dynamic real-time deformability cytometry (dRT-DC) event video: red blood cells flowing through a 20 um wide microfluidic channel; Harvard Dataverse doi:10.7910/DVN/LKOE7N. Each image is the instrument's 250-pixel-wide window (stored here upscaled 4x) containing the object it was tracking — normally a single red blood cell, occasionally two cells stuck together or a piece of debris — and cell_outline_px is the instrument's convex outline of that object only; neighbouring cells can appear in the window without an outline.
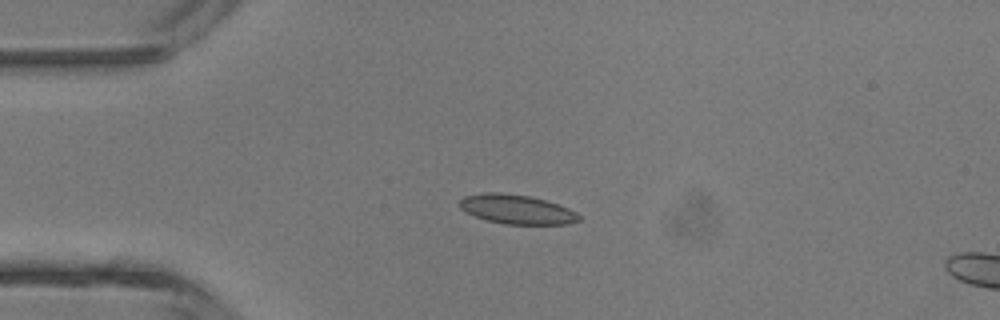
{"species": "common noctule bat (a hibernating species)", "species_latin": "Nyctalus noctula", "temperature_condition": "room temperature", "stored_images_in_passage": 3, "camera_frame_rate_fps": 3000, "um_per_image_px": 0.085, "animal": {"sex": "male", "body_mass_g": 13.3}, "frame": {"image": 1, "passage_image": 2, "time_ms": 1.0, "image_size_px": [1000, 320], "cell_outline_px": [[580, 220], [568, 224], [504, 224], [488, 220], [476, 216], [460, 208], [460, 200], [464, 196], [484, 192], [500, 192], [528, 196], [544, 200], [568, 208], [576, 212], [580, 216]], "centroid_in_image_um": [43.92, 17.79], "position_along_channel_um": 41.1, "area_um2": 20.11}}